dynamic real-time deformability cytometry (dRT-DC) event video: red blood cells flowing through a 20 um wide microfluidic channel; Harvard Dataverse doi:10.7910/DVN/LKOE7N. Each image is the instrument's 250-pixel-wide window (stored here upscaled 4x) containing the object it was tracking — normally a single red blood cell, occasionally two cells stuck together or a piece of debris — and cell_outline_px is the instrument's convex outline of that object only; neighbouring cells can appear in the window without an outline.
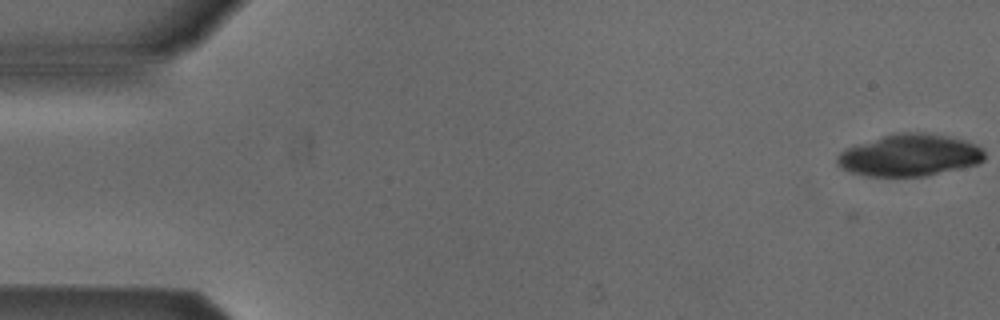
{"species": "Egyptian fruit bat (a non-hibernating species)", "species_latin": "Rousettus aegyptiacus", "temperature_condition": "cold", "stored_images_in_passage": 3, "segment_of_instrument_passage": [2, 2], "camera_frame_rate_fps": 3000, "um_per_image_px": 0.085, "animal": {"sex": "male"}, "frame": {"image": 1, "passage_image": 3, "time_ms": 3.333, "image_size_px": [1000, 320], "cell_outline_px": [[984, 160], [976, 164], [960, 168], [924, 176], [868, 176], [848, 172], [840, 168], [836, 164], [836, 156], [844, 148], [856, 144], [884, 136], [900, 132], [924, 132], [948, 136], [968, 140], [984, 148]], "centroid_in_image_um": [77.3, 13.19], "position_along_channel_um": 7.7, "area_um2": 36.3}}